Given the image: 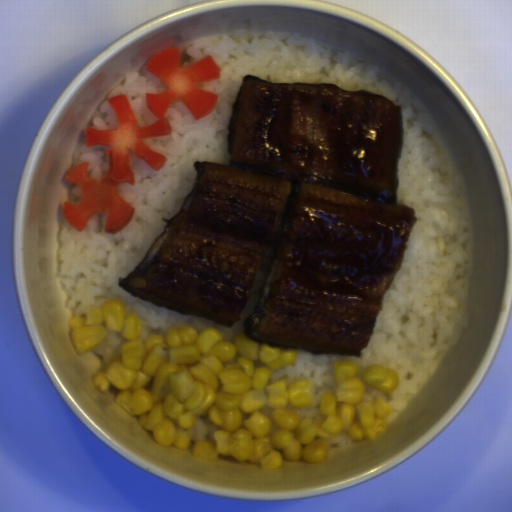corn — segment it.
<instances>
[{
  "label": "corn",
  "instance_id": "corn-1",
  "mask_svg": "<svg viewBox=\"0 0 512 512\" xmlns=\"http://www.w3.org/2000/svg\"><path fill=\"white\" fill-rule=\"evenodd\" d=\"M77 354L103 344L108 333L124 339L117 354L92 375L101 393L117 389L115 401L160 445L187 448L197 417L207 415L214 440L200 439L193 455L217 460L223 454L236 461L279 469L284 460L321 463L335 435L371 440L394 421L384 398L397 389V369L374 364L358 377L359 364L332 363L335 391L322 393L318 416L300 418L296 408L309 407L314 382L298 378L270 381L272 371L296 362L297 348L251 339L245 332L231 341L206 326L197 332L186 322L140 336L142 320L126 312L116 297L88 305L85 317L68 320Z\"/></svg>",
  "mask_w": 512,
  "mask_h": 512
}]
</instances>
